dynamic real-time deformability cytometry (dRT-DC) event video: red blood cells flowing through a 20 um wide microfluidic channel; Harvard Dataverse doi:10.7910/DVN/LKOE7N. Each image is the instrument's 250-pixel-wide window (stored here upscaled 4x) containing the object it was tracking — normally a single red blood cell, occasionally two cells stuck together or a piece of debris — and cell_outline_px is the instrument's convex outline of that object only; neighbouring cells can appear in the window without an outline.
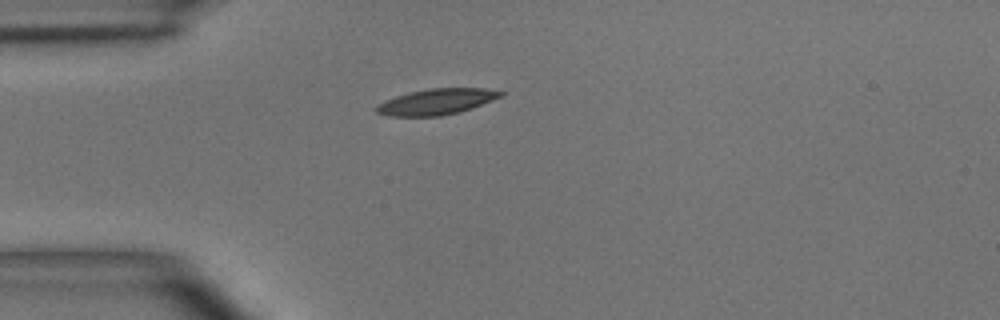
{"species": "common noctule bat (a hibernating species)", "species_latin": "Nyctalus noctula", "temperature_condition": "room temperature", "stored_images_in_passage": 1, "camera_frame_rate_fps": 3000, "um_per_image_px": 0.085, "animal": {"sex": "male", "body_mass_g": 15.6}, "frame": {"image": 1, "passage_image": 1, "time_ms": 0.0, "image_size_px": [1000, 320], "cell_outline_px": [[504, 96], [472, 108], [440, 116], [388, 116], [376, 112], [376, 104], [384, 100], [408, 92], [428, 88], [484, 88], [504, 92]], "centroid_in_image_um": [37.09, 8.64], "position_along_channel_um": 47.9, "area_um2": 18.79}}